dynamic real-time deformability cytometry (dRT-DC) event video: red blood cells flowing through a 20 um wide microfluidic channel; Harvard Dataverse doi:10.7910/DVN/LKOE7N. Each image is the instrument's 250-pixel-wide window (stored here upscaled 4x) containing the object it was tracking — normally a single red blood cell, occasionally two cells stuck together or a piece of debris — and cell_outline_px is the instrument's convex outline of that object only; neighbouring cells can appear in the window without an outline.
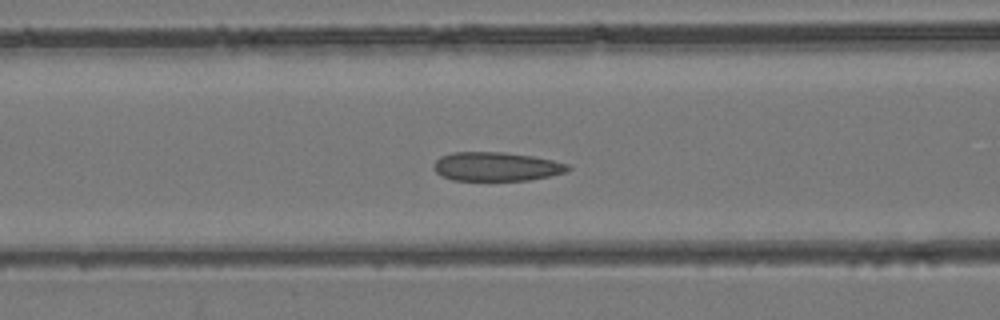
{"species": "common noctule bat (a hibernating species)", "species_latin": "Nyctalus noctula", "temperature_condition": "room temperature", "stored_images_in_passage": 35, "camera_frame_rate_fps": 3000, "um_per_image_px": 0.085, "animal": {"sex": "female", "body_mass_g": 24.6, "forearm_length_mm": 56.2}, "frame": {"image": 1, "passage_image": 11, "time_ms": 3.333, "image_size_px": [1000, 320], "cell_outline_px": [[572, 168], [568, 172], [552, 176], [528, 180], [452, 180], [436, 172], [432, 168], [432, 164], [440, 156], [452, 152], [504, 152], [532, 156], [552, 160], [568, 164]], "centroid_in_image_um": [42.2, 14.15], "position_along_channel_um": 124.4, "area_um2": 22.77}}
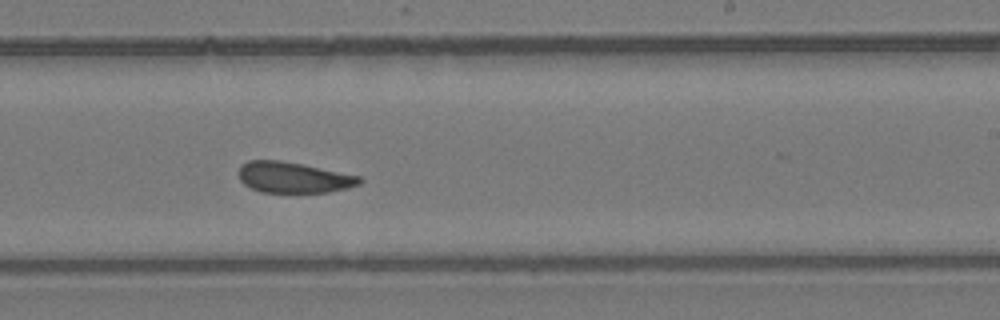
{"frame": {"image": 2, "passage_image": 20, "time_ms": 6.333, "image_size_px": [1000, 320], "cell_outline_px": [[364, 180], [360, 184], [348, 188], [328, 192], [260, 192], [244, 184], [240, 180], [236, 172], [240, 164], [248, 160], [280, 160], [360, 176]], "centroid_in_image_um": [24.9, 15.08], "position_along_channel_um": 264.1, "area_um2": 21.79}}
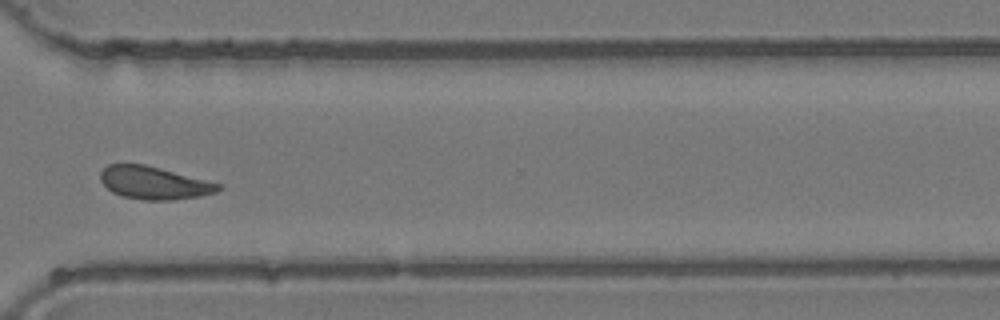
{"frame": {"image": 3, "passage_image": 26, "time_ms": 8.333, "image_size_px": [1000, 320], "cell_outline_px": [[220, 188], [216, 192], [200, 196], [172, 200], [144, 200], [124, 196], [112, 192], [100, 180], [100, 172], [108, 164], [144, 164], [160, 168], [220, 184]], "centroid_in_image_um": [13.05, 15.54], "position_along_channel_um": 357.5, "area_um2": 22.14}}